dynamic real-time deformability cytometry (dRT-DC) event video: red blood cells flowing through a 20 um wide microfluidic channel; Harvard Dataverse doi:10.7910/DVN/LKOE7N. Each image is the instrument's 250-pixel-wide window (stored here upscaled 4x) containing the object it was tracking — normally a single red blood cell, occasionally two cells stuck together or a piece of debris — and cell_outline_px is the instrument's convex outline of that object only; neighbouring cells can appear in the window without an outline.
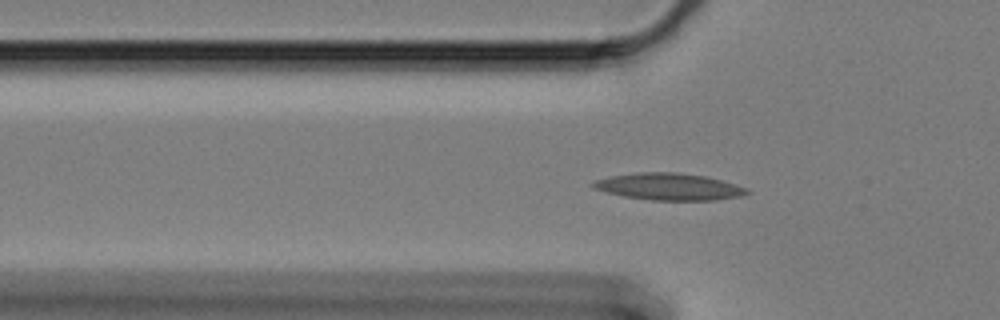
{"species": "Egyptian fruit bat (a non-hibernating species)", "species_latin": "Rousettus aegyptiacus", "temperature_condition": "cold", "stored_images_in_passage": 48, "camera_frame_rate_fps": 3000, "um_per_image_px": 0.085, "animal": {"sex": "female"}, "frame": {"image": 1, "passage_image": 11, "time_ms": 3.333, "image_size_px": [1000, 320], "cell_outline_px": [[752, 192], [740, 196], [716, 200], [652, 200], [624, 196], [592, 188], [588, 184], [596, 180], [612, 176], [636, 172], [676, 172], [704, 176], [720, 180], [748, 188]], "centroid_in_image_um": [56.86, 15.86], "position_along_channel_um": 68.9, "area_um2": 23.99}}
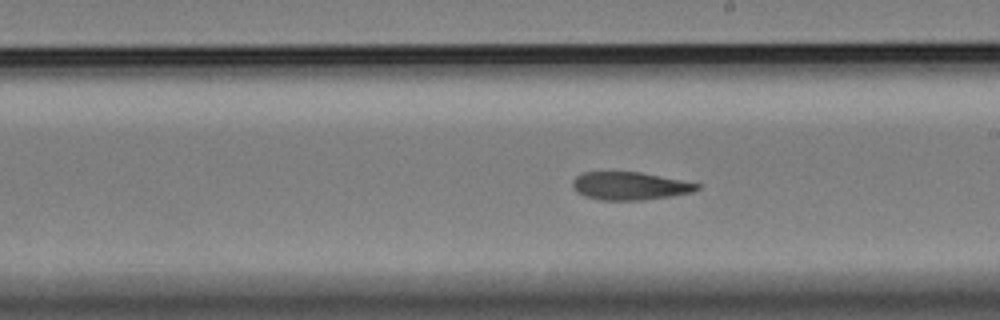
{"frame": {"image": 2, "passage_image": 26, "time_ms": 8.333, "image_size_px": [1000, 320], "cell_outline_px": [[700, 188], [692, 192], [672, 196], [644, 200], [600, 200], [584, 196], [576, 192], [572, 188], [572, 180], [580, 172], [640, 172], [700, 184]], "centroid_in_image_um": [53.48, 15.81], "position_along_channel_um": 235.5, "area_um2": 20.35}}
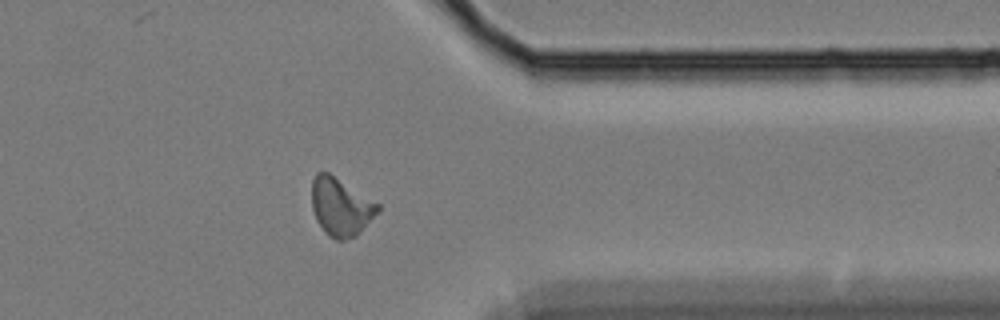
{"frame": {"image": 3, "passage_image": 40, "time_ms": 13.0, "image_size_px": [1000, 320], "cell_outline_px": [[380, 212], [356, 236], [344, 240], [336, 240], [328, 236], [324, 232], [316, 220], [312, 208], [312, 180], [316, 172], [328, 172], [380, 204]], "centroid_in_image_um": [28.97, 17.6], "position_along_channel_um": 382.4, "area_um2": 22.48}}